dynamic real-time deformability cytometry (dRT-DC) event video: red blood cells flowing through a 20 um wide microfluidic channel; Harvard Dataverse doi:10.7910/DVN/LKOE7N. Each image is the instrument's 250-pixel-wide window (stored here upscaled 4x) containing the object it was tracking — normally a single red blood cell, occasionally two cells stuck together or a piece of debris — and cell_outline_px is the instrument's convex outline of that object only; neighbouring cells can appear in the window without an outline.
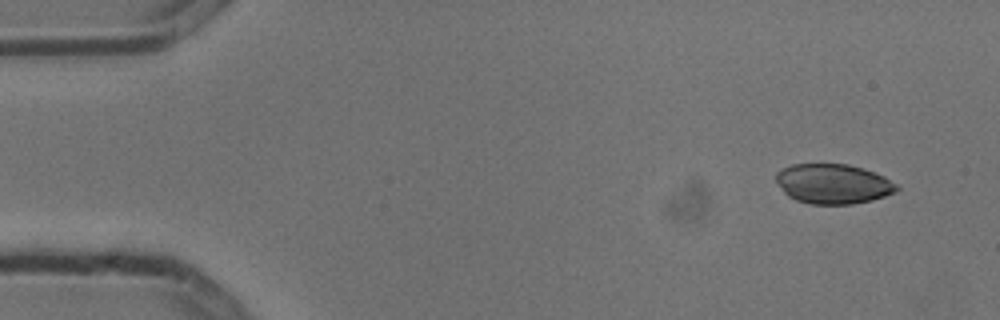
{"species": "common noctule bat (a hibernating species)", "species_latin": "Nyctalus noctula", "temperature_condition": "cold", "stored_images_in_passage": 4, "camera_frame_rate_fps": 3000, "um_per_image_px": 0.085, "animal": {"sex": "male", "body_mass_g": 13.3}, "frame": {"image": 1, "passage_image": 1, "time_ms": 0.0, "image_size_px": [1000, 320], "cell_outline_px": [[900, 188], [896, 192], [872, 200], [852, 204], [812, 204], [796, 200], [788, 196], [784, 192], [776, 180], [776, 172], [792, 164], [848, 164], [884, 176], [896, 184]], "centroid_in_image_um": [70.81, 15.63], "position_along_channel_um": 14.2, "area_um2": 27.8}}
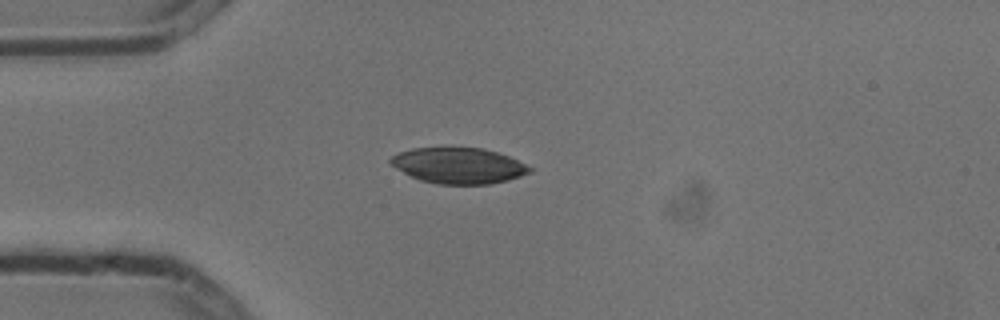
{"frame": {"image": 2, "passage_image": 4, "time_ms": 1.0, "image_size_px": [1000, 320], "cell_outline_px": [[532, 172], [508, 180], [488, 184], [436, 184], [420, 180], [396, 168], [388, 160], [392, 156], [400, 152], [412, 148], [484, 148], [508, 156], [532, 168]], "centroid_in_image_um": [38.98, 14.08], "position_along_channel_um": 46.0, "area_um2": 28.73}}